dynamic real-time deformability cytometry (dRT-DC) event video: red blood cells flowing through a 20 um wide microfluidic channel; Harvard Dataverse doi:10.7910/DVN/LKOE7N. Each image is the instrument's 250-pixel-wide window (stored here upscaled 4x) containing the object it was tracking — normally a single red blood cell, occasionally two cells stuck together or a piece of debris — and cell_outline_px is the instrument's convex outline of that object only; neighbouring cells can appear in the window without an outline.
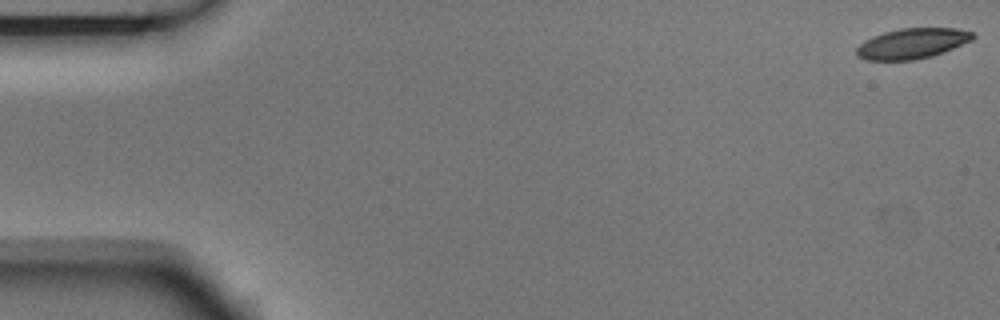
{"species": "Egyptian fruit bat (a non-hibernating species)", "species_latin": "Rousettus aegyptiacus", "temperature_condition": "room temperature", "stored_images_in_passage": 5, "camera_frame_rate_fps": 3000, "um_per_image_px": 0.085, "animal": {"sex": "male"}, "frame": {"image": 1, "passage_image": 1, "time_ms": 0.0, "image_size_px": [1000, 320], "cell_outline_px": [[976, 36], [972, 40], [932, 56], [916, 60], [864, 60], [856, 56], [856, 48], [864, 40], [872, 36], [884, 32], [900, 28], [956, 28], [972, 32]], "centroid_in_image_um": [77.5, 3.7], "position_along_channel_um": 7.5, "area_um2": 20.63}}
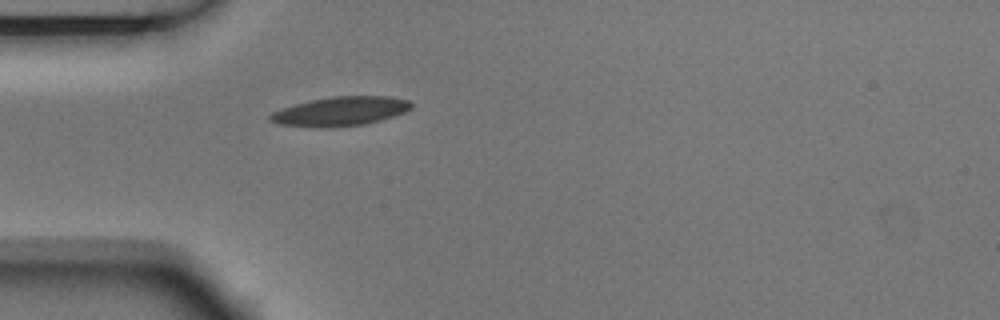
{"frame": {"image": 2, "passage_image": 5, "time_ms": 1.333, "image_size_px": [1000, 320], "cell_outline_px": [[412, 108], [404, 112], [380, 120], [364, 124], [332, 128], [324, 128], [280, 124], [268, 120], [268, 116], [272, 112], [280, 108], [312, 100], [332, 96], [388, 96], [408, 100], [412, 104]], "centroid_in_image_um": [28.91, 9.46], "position_along_channel_um": 56.1, "area_um2": 23.93}}